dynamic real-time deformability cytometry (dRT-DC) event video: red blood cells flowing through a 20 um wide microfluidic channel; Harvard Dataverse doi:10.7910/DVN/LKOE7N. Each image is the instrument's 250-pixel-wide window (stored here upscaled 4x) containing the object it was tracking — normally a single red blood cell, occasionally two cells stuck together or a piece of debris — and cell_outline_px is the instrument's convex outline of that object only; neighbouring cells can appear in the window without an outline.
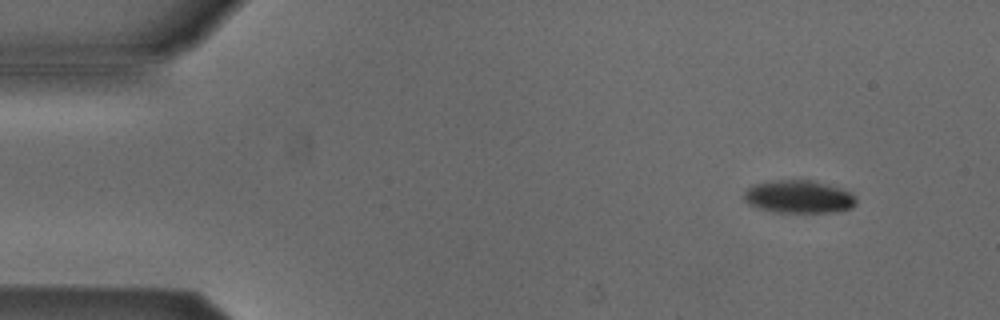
{"species": "Egyptian fruit bat (a non-hibernating species)", "species_latin": "Rousettus aegyptiacus", "temperature_condition": "cold", "stored_images_in_passage": 4, "camera_frame_rate_fps": 3000, "um_per_image_px": 0.085, "animal": {"sex": "male"}, "frame": {"image": 1, "passage_image": 1, "time_ms": 0.0, "image_size_px": [1000, 320], "cell_outline_px": [[856, 204], [852, 208], [836, 212], [776, 212], [760, 208], [748, 204], [744, 200], [744, 192], [752, 184], [772, 180], [812, 180], [828, 184], [852, 192], [856, 196]], "centroid_in_image_um": [67.92, 16.71], "position_along_channel_um": 17.1, "area_um2": 21.68}}
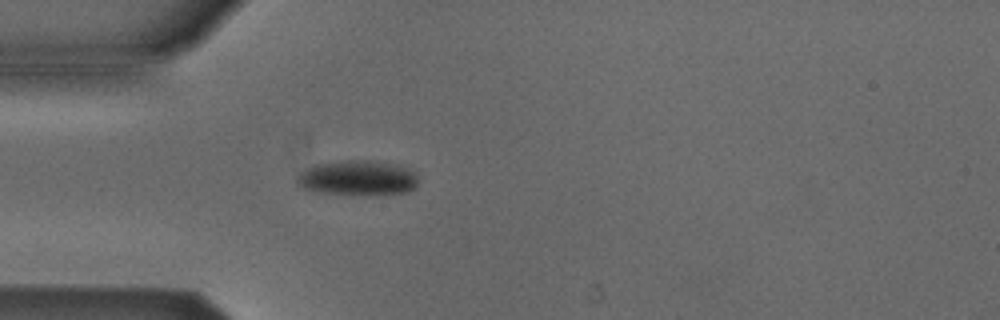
{"frame": {"image": 2, "passage_image": 4, "time_ms": 1.0, "image_size_px": [1000, 320], "cell_outline_px": [[416, 184], [408, 192], [376, 196], [352, 196], [320, 192], [304, 188], [296, 184], [296, 176], [308, 168], [316, 164], [344, 160], [368, 160], [392, 164], [404, 168], [412, 172], [416, 176]], "centroid_in_image_um": [30.36, 15.16], "position_along_channel_um": 54.6, "area_um2": 24.91}}